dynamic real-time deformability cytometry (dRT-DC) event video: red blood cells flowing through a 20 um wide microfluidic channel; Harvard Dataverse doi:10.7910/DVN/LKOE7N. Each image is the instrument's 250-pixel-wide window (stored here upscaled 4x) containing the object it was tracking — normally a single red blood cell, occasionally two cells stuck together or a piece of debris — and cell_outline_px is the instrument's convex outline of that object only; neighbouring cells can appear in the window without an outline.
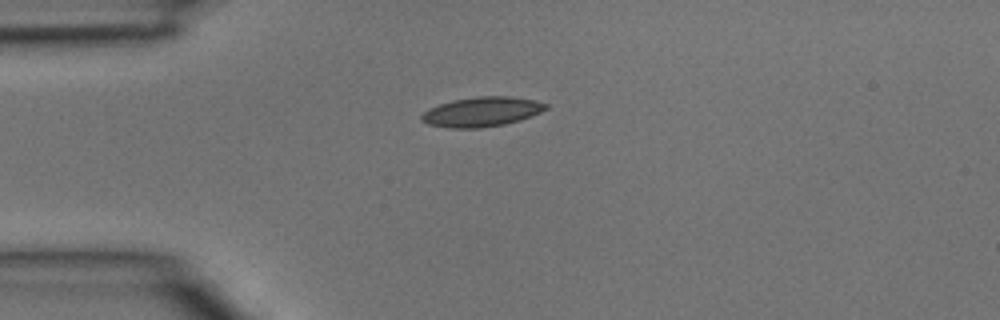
{"species": "common noctule bat (a hibernating species)", "species_latin": "Nyctalus noctula", "temperature_condition": "room temperature", "stored_images_in_passage": 1, "camera_frame_rate_fps": 3000, "um_per_image_px": 0.085, "animal": {"sex": "male", "body_mass_g": 15.6}, "frame": {"image": 1, "passage_image": 1, "time_ms": 0.0, "image_size_px": [1000, 320], "cell_outline_px": [[548, 108], [540, 112], [520, 120], [504, 124], [480, 128], [448, 128], [428, 124], [420, 120], [420, 116], [428, 108], [452, 100], [476, 96], [508, 96], [536, 100], [548, 104]], "centroid_in_image_um": [40.93, 9.5], "position_along_channel_um": 44.1, "area_um2": 21.56}}